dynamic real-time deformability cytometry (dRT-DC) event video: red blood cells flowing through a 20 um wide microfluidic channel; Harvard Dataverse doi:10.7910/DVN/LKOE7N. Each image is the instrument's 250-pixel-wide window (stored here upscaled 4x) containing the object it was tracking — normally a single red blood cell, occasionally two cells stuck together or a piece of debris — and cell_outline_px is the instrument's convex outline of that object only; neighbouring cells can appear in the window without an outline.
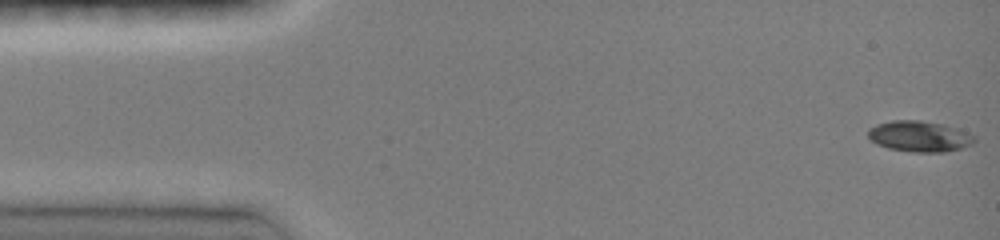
{"species": "common noctule bat (a hibernating species)", "species_latin": "Nyctalus noctula", "temperature_condition": "room temperature", "stored_images_in_passage": 46, "camera_frame_rate_fps": 3000, "um_per_image_px": 0.085, "animal": {"sex": "female", "body_mass_g": 19.0, "forearm_length_mm": 51.5}, "frame": {"image": 1, "passage_image": 1, "time_ms": 0.0, "image_size_px": [1000, 240], "cell_outline_px": [[976, 140], [972, 144], [960, 148], [944, 152], [912, 152], [888, 148], [876, 144], [868, 136], [868, 128], [876, 124], [892, 120], [920, 120], [944, 124], [968, 132], [976, 136]], "centroid_in_image_um": [78.15, 11.58], "position_along_channel_um": 6.8, "area_um2": 19.25}}
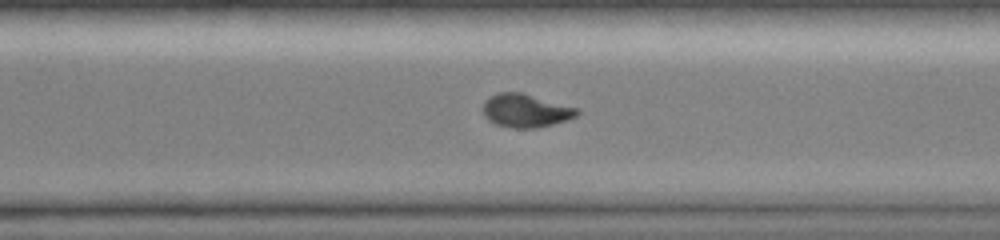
{"frame": {"image": 2, "passage_image": 33, "time_ms": 10.667, "image_size_px": [1000, 240], "cell_outline_px": [[580, 112], [576, 116], [568, 120], [536, 128], [512, 128], [496, 124], [488, 120], [484, 116], [484, 100], [488, 96], [500, 92], [520, 92], [580, 108]], "centroid_in_image_um": [44.7, 9.4], "position_along_channel_um": 325.9, "area_um2": 18.38}}
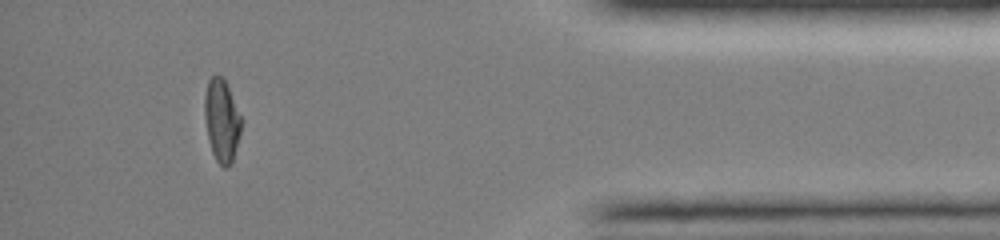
{"frame": {"image": 3, "passage_image": 42, "time_ms": 13.667, "image_size_px": [1000, 240], "cell_outline_px": [[240, 132], [232, 160], [228, 168], [224, 168], [216, 160], [212, 152], [208, 140], [204, 116], [204, 96], [208, 80], [212, 76], [220, 76], [224, 80], [228, 88], [240, 116]], "centroid_in_image_um": [18.8, 10.26], "position_along_channel_um": 416.4, "area_um2": 17.22}, "authors_computed_cell_mechanics": {"area_um2": 18.4382, "velocity_mm_per_s": 4.1268, "shape_relaxation_time_tau1_ms": 9.525, "shape_relaxation_time_tau2_ms": 4.2701, "deformation_change_tau1": 0.2966, "deformation_change_tau2": 0.0818}}